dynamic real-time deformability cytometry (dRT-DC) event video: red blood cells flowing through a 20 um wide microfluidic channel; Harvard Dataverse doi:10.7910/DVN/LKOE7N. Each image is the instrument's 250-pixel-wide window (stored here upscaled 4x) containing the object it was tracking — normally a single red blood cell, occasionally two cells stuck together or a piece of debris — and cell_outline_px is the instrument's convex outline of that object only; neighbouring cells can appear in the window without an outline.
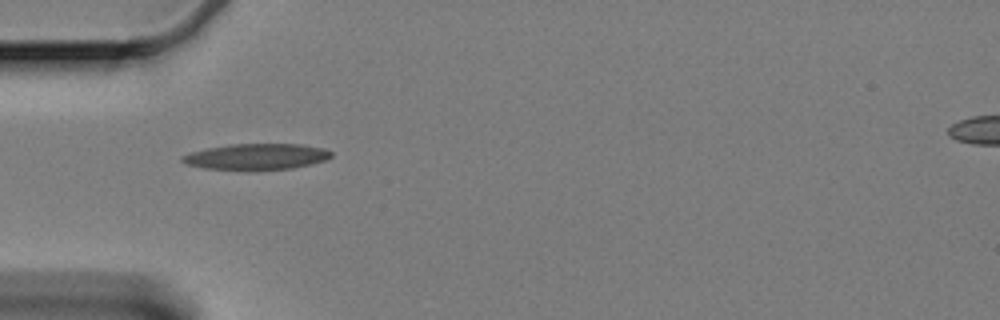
{"species": "Egyptian fruit bat (a non-hibernating species)", "species_latin": "Rousettus aegyptiacus", "temperature_condition": "cold", "stored_images_in_passage": 43, "camera_frame_rate_fps": 3000, "um_per_image_px": 0.085, "animal": {"sex": "female"}, "frame": {"image": 1, "passage_image": 1, "time_ms": 0.0, "image_size_px": [1000, 320], "cell_outline_px": [[332, 156], [324, 160], [292, 168], [248, 172], [204, 168], [184, 164], [180, 160], [180, 156], [192, 152], [208, 148], [232, 144], [300, 144], [324, 148], [332, 152]], "centroid_in_image_um": [21.74, 13.34], "position_along_channel_um": 63.3, "area_um2": 23.06}}
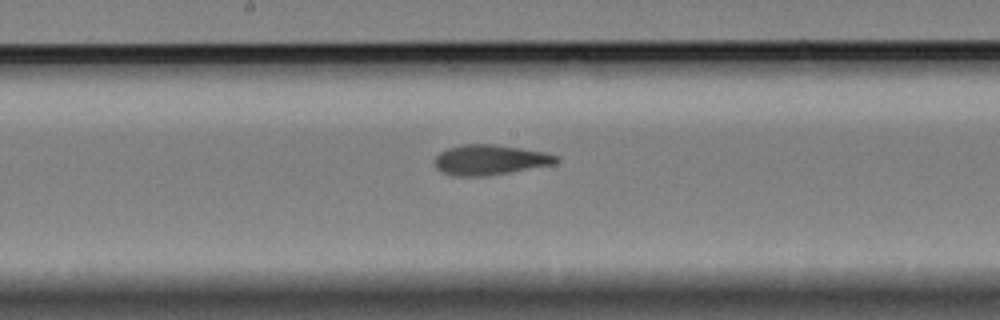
{"frame": {"image": 2, "passage_image": 14, "time_ms": 4.333, "image_size_px": [1000, 320], "cell_outline_px": [[560, 160], [556, 164], [488, 176], [452, 176], [440, 172], [432, 164], [432, 160], [440, 152], [448, 148], [464, 144], [492, 144], [520, 148], [544, 152], [560, 156]], "centroid_in_image_um": [41.62, 13.6], "position_along_channel_um": 206.6, "area_um2": 21.73}}
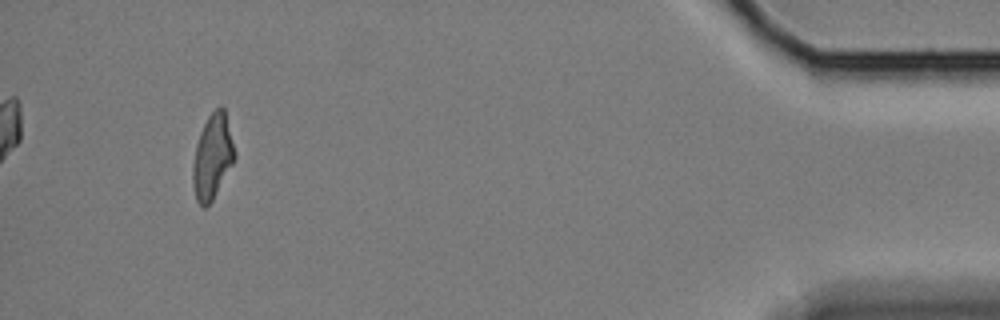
{"frame": {"image": 3, "passage_image": 39, "time_ms": 12.667, "image_size_px": [1000, 320], "cell_outline_px": [[236, 156], [232, 164], [212, 200], [204, 208], [196, 200], [192, 184], [192, 164], [196, 144], [200, 132], [208, 116], [220, 104], [224, 108]], "centroid_in_image_um": [18.03, 13.31], "position_along_channel_um": 417.2, "area_um2": 20.4}, "authors_computed_cell_mechanics": {"area_um2": 21.0392, "velocity_mm_per_s": 3.3271, "shape_relaxation_time_tau1_ms": 5.8445, "shape_relaxation_time_tau2_ms": 2.9664, "deformation_change_tau1": 0.1892, "deformation_change_tau2": 0.1115}}